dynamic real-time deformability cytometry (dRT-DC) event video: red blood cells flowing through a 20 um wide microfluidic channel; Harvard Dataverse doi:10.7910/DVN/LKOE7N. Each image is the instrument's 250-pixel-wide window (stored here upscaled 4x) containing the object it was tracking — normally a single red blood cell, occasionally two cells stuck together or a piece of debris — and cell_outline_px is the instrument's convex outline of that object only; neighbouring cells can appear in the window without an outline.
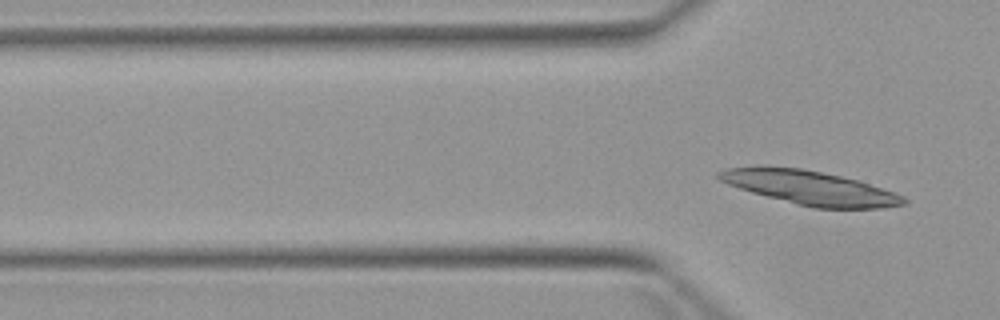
{"species": "Egyptian fruit bat (a non-hibernating species)", "species_latin": "Rousettus aegyptiacus", "temperature_condition": "warm", "stored_images_in_passage": 4, "camera_frame_rate_fps": 3000, "um_per_image_px": 0.085, "animal": {"sex": "female"}, "frame": {"image": 1, "passage_image": 4, "time_ms": 3.333, "image_size_px": [1000, 320], "cell_outline_px": [[908, 200], [904, 204], [880, 208], [812, 208], [796, 204], [752, 192], [728, 184], [720, 180], [716, 176], [716, 172], [728, 168], [756, 164], [764, 164], [800, 168], [840, 176], [856, 180], [904, 196]], "centroid_in_image_um": [68.75, 15.93], "position_along_channel_um": 57.1, "area_um2": 36.59}}